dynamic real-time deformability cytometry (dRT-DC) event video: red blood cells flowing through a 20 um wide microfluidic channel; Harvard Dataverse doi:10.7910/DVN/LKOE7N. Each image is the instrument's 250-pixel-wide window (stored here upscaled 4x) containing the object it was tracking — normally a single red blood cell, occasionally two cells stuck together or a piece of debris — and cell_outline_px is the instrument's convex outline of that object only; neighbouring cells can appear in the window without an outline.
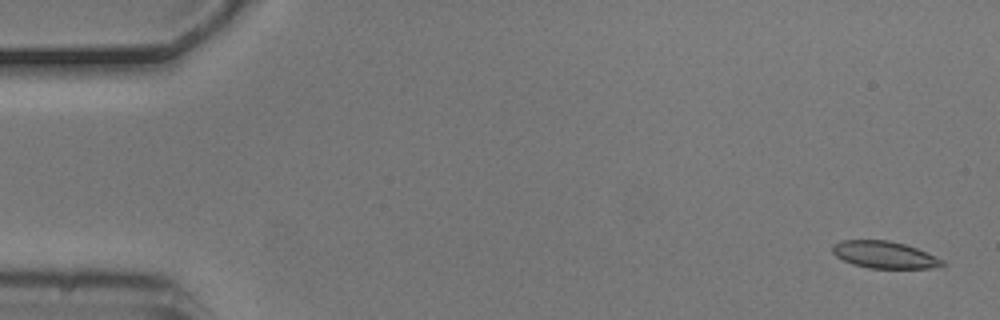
{"species": "common noctule bat (a hibernating species)", "species_latin": "Nyctalus noctula", "temperature_condition": "cold", "stored_images_in_passage": 9, "camera_frame_rate_fps": 3000, "um_per_image_px": 0.085, "animal": {"sex": "male", "body_mass_g": 20.5, "forearm_length_mm": 52.5}, "frame": {"image": 1, "passage_image": 1, "time_ms": 0.0, "image_size_px": [1000, 320], "cell_outline_px": [[948, 264], [932, 268], [868, 268], [852, 264], [836, 256], [832, 252], [832, 244], [840, 240], [888, 240], [904, 244], [916, 248], [944, 260]], "centroid_in_image_um": [75.16, 21.65], "position_along_channel_um": 9.8, "area_um2": 17.34}}
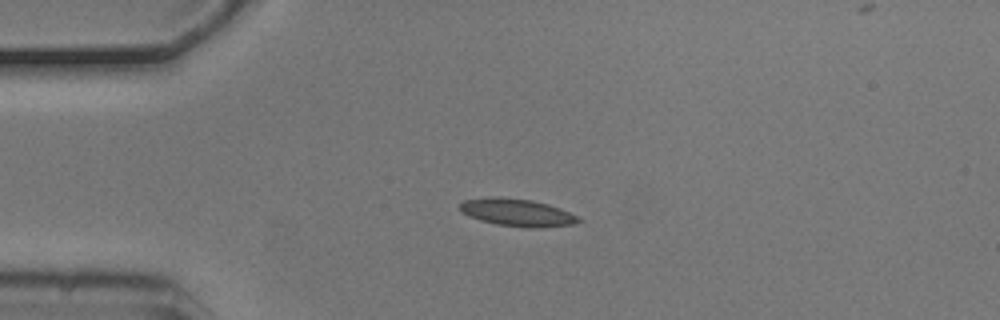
{"frame": {"image": 2, "passage_image": 3, "time_ms": 0.667, "image_size_px": [1000, 320], "cell_outline_px": [[584, 220], [572, 224], [536, 228], [528, 228], [496, 224], [480, 220], [468, 216], [460, 212], [460, 204], [464, 200], [488, 196], [500, 196], [532, 200], [548, 204], [560, 208]], "centroid_in_image_um": [43.92, 18.05], "position_along_channel_um": 41.1, "area_um2": 19.13}}
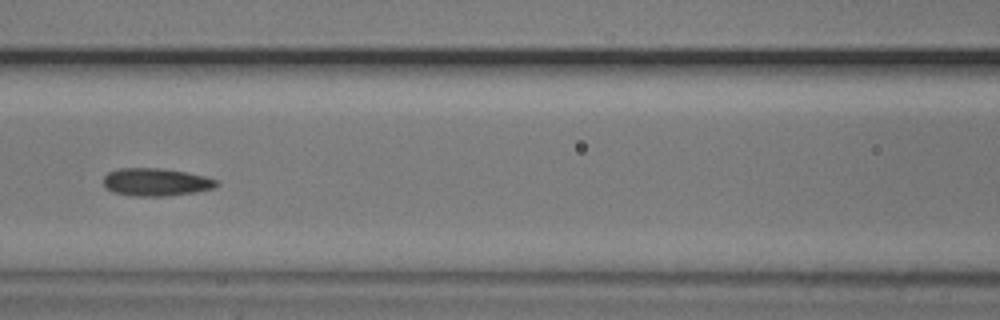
{"frame": {"image": 3, "passage_image": 6, "time_ms": 1.667, "image_size_px": [1000, 320], "cell_outline_px": [[220, 184], [216, 188], [196, 192], [168, 196], [132, 196], [112, 192], [104, 188], [104, 176], [108, 172], [120, 168], [160, 168], [188, 172], [220, 180]], "centroid_in_image_um": [13.29, 15.48], "position_along_channel_um": 153.3, "area_um2": 18.67}}